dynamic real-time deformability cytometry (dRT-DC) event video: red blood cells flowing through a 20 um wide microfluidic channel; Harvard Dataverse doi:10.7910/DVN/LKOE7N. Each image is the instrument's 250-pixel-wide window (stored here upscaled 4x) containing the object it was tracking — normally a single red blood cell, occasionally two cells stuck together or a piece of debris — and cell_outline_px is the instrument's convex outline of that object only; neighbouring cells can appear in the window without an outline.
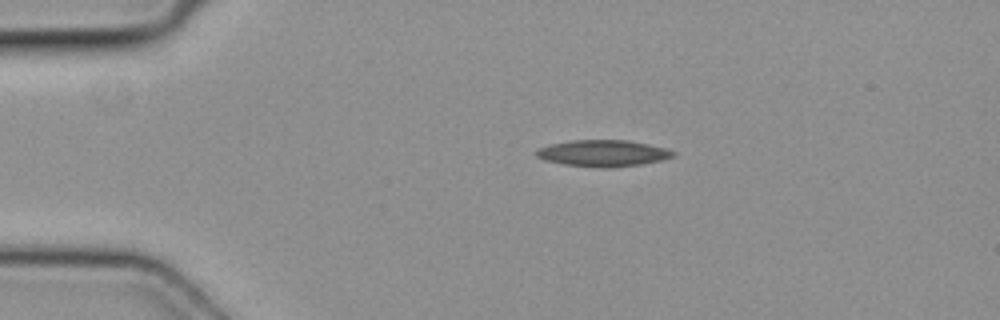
{"species": "common noctule bat (a hibernating species)", "species_latin": "Nyctalus noctula", "temperature_condition": "cold", "stored_images_in_passage": 3, "camera_frame_rate_fps": 3000, "um_per_image_px": 0.085, "animal": {"sex": "female", "body_mass_g": 19.3, "forearm_length_mm": 54.1}, "frame": {"image": 1, "passage_image": 2, "time_ms": 0.333, "image_size_px": [1000, 320], "cell_outline_px": [[676, 156], [660, 160], [640, 164], [604, 168], [564, 164], [544, 160], [536, 156], [536, 152], [540, 148], [552, 144], [572, 140], [628, 140], [648, 144], [664, 148], [676, 152]], "centroid_in_image_um": [51.27, 13.02], "position_along_channel_um": 33.7, "area_um2": 20.81}}